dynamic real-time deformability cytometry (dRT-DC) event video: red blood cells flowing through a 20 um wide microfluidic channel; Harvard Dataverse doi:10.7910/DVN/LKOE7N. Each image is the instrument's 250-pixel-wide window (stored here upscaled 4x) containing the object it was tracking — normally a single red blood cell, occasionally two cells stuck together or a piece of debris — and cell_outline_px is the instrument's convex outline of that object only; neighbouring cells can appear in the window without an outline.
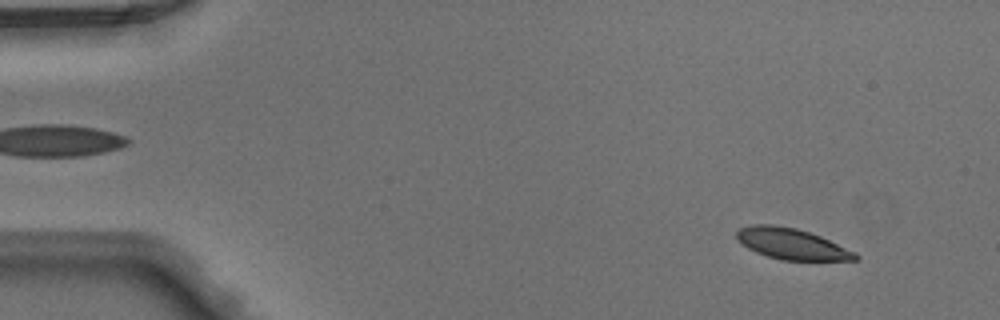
{"species": "Egyptian fruit bat (a non-hibernating species)", "species_latin": "Rousettus aegyptiacus", "temperature_condition": "warm", "stored_images_in_passage": 49, "camera_frame_rate_fps": 3000, "um_per_image_px": 0.085, "animal": {"sex": "male"}, "frame": {"image": 1, "passage_image": 5, "time_ms": 1.333, "image_size_px": [1000, 320], "cell_outline_px": [[860, 260], [780, 260], [756, 252], [748, 248], [736, 236], [736, 232], [740, 228], [752, 224], [772, 224], [796, 228], [820, 236], [856, 252], [860, 256]], "centroid_in_image_um": [67.32, 20.73], "position_along_channel_um": 17.7, "area_um2": 21.27}}
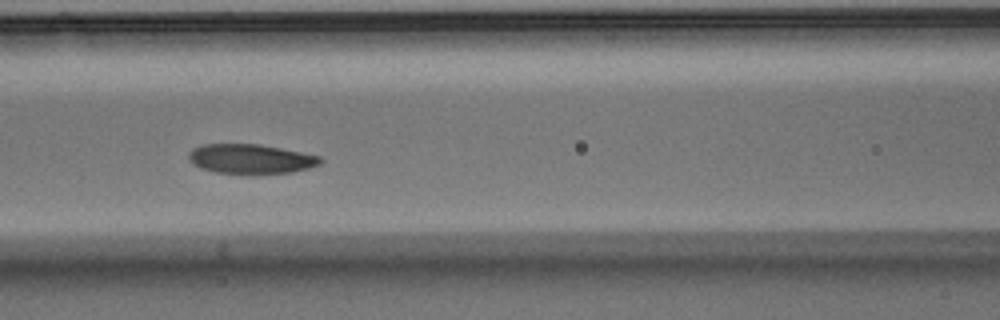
{"frame": {"image": 2, "passage_image": 22, "time_ms": 7.0, "image_size_px": [1000, 320], "cell_outline_px": [[324, 160], [320, 164], [308, 168], [292, 172], [216, 172], [200, 168], [192, 164], [188, 160], [188, 152], [192, 148], [200, 144], [260, 144], [320, 156]], "centroid_in_image_um": [21.26, 13.47], "position_along_channel_um": 145.3, "area_um2": 22.31}}
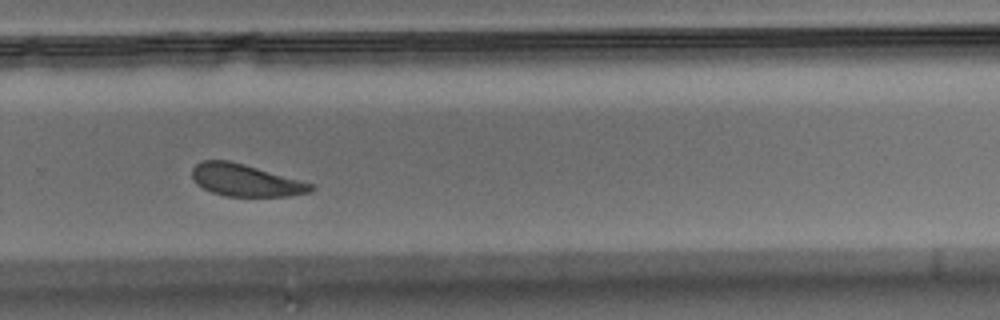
{"frame": {"image": 3, "passage_image": 34, "time_ms": 11.0, "image_size_px": [1000, 320], "cell_outline_px": [[316, 188], [308, 192], [288, 196], [224, 196], [212, 192], [196, 184], [192, 180], [192, 168], [200, 160], [228, 160], [244, 164], [300, 180], [312, 184]], "centroid_in_image_um": [20.82, 15.32], "position_along_channel_um": 309.0, "area_um2": 22.14}}